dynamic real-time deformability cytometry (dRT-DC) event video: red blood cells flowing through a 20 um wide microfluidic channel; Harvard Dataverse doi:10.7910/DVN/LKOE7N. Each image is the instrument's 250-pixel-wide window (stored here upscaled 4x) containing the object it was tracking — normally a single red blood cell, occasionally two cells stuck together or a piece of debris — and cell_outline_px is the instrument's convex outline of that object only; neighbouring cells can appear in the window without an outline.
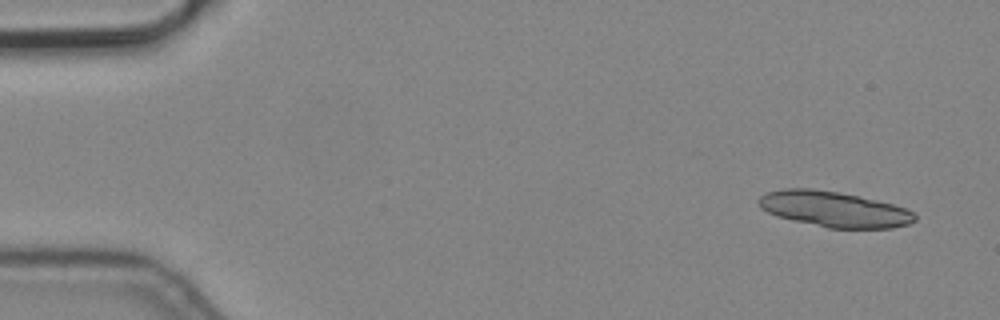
{"species": "common noctule bat (a hibernating species)", "species_latin": "Nyctalus noctula", "temperature_condition": "cold", "stored_images_in_passage": 5, "camera_frame_rate_fps": 3000, "um_per_image_px": 0.085, "animal": {"sex": "male", "body_mass_g": 19.2, "forearm_length_mm": 51.8}, "frame": {"image": 1, "passage_image": 1, "time_ms": 0.0, "image_size_px": [1000, 320], "cell_outline_px": [[916, 220], [908, 224], [892, 228], [828, 228], [776, 216], [760, 208], [756, 204], [756, 200], [764, 192], [784, 188], [812, 188], [836, 192], [876, 200], [892, 204], [904, 208], [912, 212], [916, 216]], "centroid_in_image_um": [70.82, 17.78], "position_along_channel_um": 14.2, "area_um2": 32.31}}